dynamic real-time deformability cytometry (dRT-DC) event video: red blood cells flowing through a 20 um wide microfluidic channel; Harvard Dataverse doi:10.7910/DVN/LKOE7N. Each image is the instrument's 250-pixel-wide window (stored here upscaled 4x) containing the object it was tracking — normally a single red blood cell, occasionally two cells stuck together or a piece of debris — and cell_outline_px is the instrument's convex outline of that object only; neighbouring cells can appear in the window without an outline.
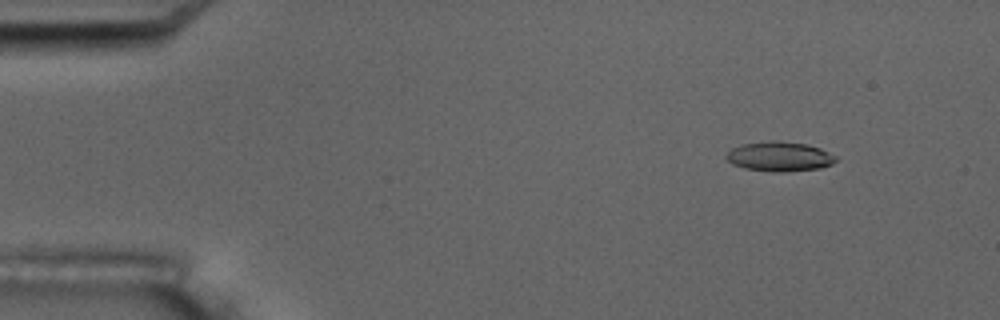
{"species": "common noctule bat (a hibernating species)", "species_latin": "Nyctalus noctula", "temperature_condition": "room temperature", "stored_images_in_passage": 15, "camera_frame_rate_fps": 3000, "um_per_image_px": 0.085, "animal": {"sex": "male", "body_mass_g": 17.5, "forearm_length_mm": 52.3}, "frame": {"image": 1, "passage_image": 1, "time_ms": 0.0, "image_size_px": [1000, 320], "cell_outline_px": [[836, 160], [832, 164], [820, 168], [788, 172], [772, 172], [744, 168], [732, 164], [724, 156], [732, 148], [740, 144], [772, 140], [776, 140], [808, 144], [820, 148], [836, 156]], "centroid_in_image_um": [66.24, 13.3], "position_along_channel_um": 18.8, "area_um2": 19.13}}
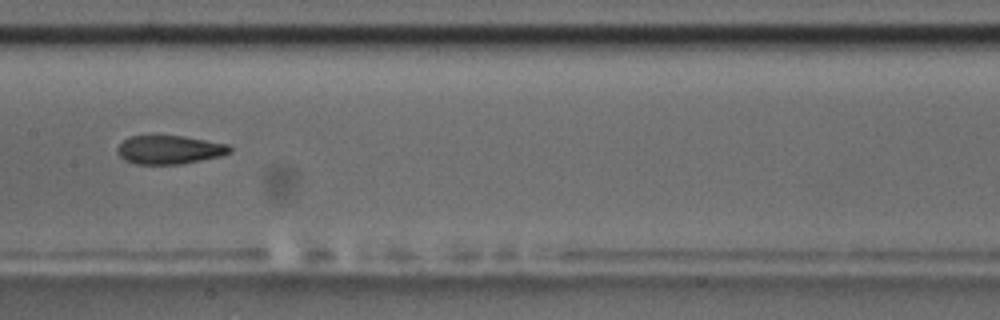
{"frame": {"image": 2, "passage_image": 7, "time_ms": 7.667, "image_size_px": [1000, 320], "cell_outline_px": [[232, 152], [220, 156], [180, 164], [136, 164], [124, 160], [116, 152], [116, 148], [124, 140], [132, 136], [184, 136], [228, 144], [232, 148]], "centroid_in_image_um": [14.4, 12.73], "position_along_channel_um": 193.0, "area_um2": 18.67}}
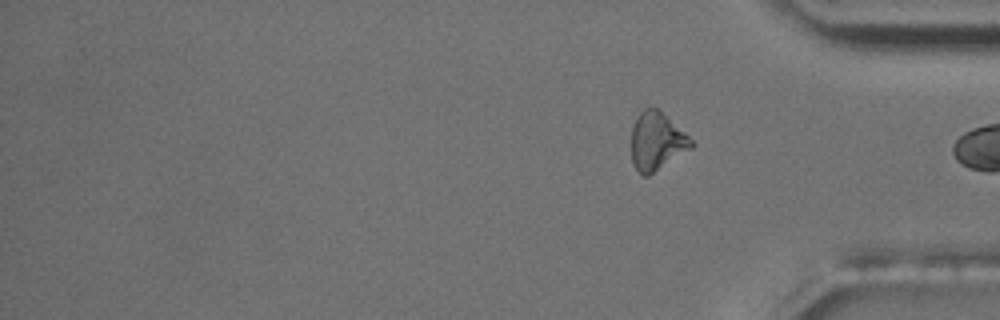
{"frame": {"image": 3, "passage_image": 15, "time_ms": 18.667, "image_size_px": [1000, 320], "cell_outline_px": [[696, 144], [692, 148], [648, 176], [644, 176], [632, 164], [632, 128], [636, 116], [644, 108], [656, 108], [684, 132]], "centroid_in_image_um": [55.81, 12.02], "position_along_channel_um": 379.4, "area_um2": 19.94}, "authors_computed_cell_mechanics": {"area_um2": 19.363, "velocity_mm_per_s": 3.4921, "shape_relaxation_time_tau1_ms": null, "shape_relaxation_time_tau2_ms": 3.0864, "deformation_change_tau1": null, "deformation_change_tau2": 0.1123}}